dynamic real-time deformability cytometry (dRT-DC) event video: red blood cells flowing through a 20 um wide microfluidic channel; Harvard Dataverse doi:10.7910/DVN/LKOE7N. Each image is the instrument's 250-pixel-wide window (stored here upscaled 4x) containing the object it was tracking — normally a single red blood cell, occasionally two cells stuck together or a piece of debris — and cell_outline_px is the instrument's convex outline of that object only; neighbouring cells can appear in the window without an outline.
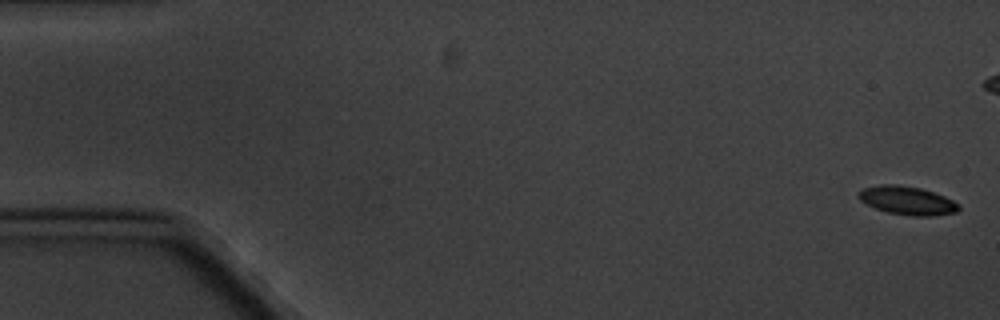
{"species": "common noctule bat (a hibernating species)", "species_latin": "Nyctalus noctula", "temperature_condition": "cold", "stored_images_in_passage": 6, "camera_frame_rate_fps": 3000, "um_per_image_px": 0.085, "animal": {"sex": "male", "body_mass_g": 20.1, "forearm_length_mm": 53.5}, "frame": {"image": 1, "passage_image": 1, "time_ms": 0.0, "image_size_px": [1000, 320], "cell_outline_px": [[960, 208], [956, 212], [932, 216], [912, 216], [888, 212], [876, 208], [860, 200], [856, 196], [856, 192], [860, 188], [880, 184], [896, 184], [920, 188], [944, 196], [960, 204]], "centroid_in_image_um": [77.07, 17.03], "position_along_channel_um": 7.9, "area_um2": 16.7}}